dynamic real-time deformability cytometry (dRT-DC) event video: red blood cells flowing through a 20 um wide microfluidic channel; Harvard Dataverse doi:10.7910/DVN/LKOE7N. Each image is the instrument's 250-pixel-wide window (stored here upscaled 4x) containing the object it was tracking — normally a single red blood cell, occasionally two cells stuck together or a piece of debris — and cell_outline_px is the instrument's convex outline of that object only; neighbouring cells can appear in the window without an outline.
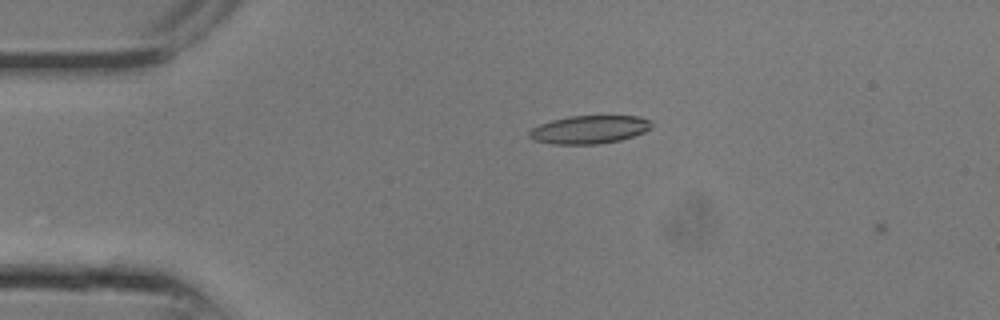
{"species": "common noctule bat (a hibernating species)", "species_latin": "Nyctalus noctula", "temperature_condition": "room temperature", "stored_images_in_passage": 4, "camera_frame_rate_fps": 3000, "um_per_image_px": 0.085, "animal": {"sex": "male", "body_mass_g": 13.3}, "frame": {"image": 1, "passage_image": 3, "time_ms": 0.667, "image_size_px": [1000, 320], "cell_outline_px": [[652, 128], [644, 132], [620, 140], [596, 144], [552, 144], [532, 140], [528, 136], [528, 132], [532, 128], [540, 124], [552, 120], [568, 116], [640, 116], [652, 120]], "centroid_in_image_um": [50.09, 11.01], "position_along_channel_um": 34.9, "area_um2": 20.17}}